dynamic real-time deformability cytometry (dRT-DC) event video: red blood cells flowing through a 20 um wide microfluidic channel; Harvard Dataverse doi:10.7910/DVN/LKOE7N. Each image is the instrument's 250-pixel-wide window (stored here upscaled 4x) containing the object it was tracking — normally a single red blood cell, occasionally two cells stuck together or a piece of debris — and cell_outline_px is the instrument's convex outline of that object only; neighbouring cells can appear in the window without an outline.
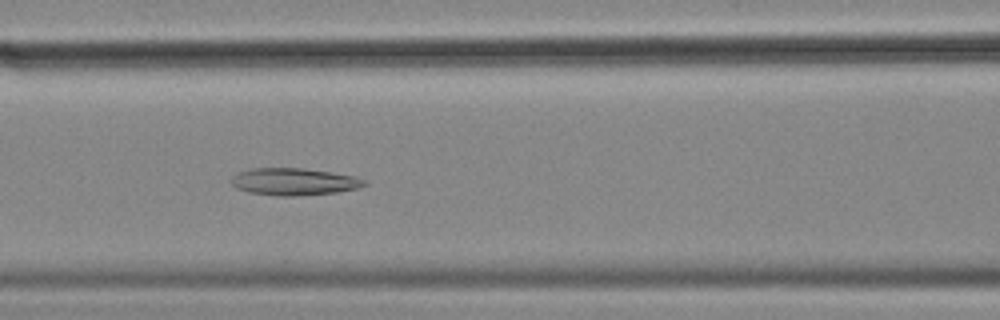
{"species": "common noctule bat (a hibernating species)", "species_latin": "Nyctalus noctula", "temperature_condition": "cold", "stored_images_in_passage": 56, "camera_frame_rate_fps": 3000, "um_per_image_px": 0.085, "animal": {"sex": "female", "body_mass_g": 18.4}, "frame": {"image": 1, "passage_image": 24, "time_ms": 7.667, "image_size_px": [1000, 320], "cell_outline_px": [[368, 184], [356, 188], [336, 192], [296, 196], [276, 196], [248, 192], [236, 188], [232, 184], [232, 176], [248, 168], [304, 168], [352, 176], [368, 180]], "centroid_in_image_um": [24.96, 15.44], "position_along_channel_um": 141.6, "area_um2": 20.98}}
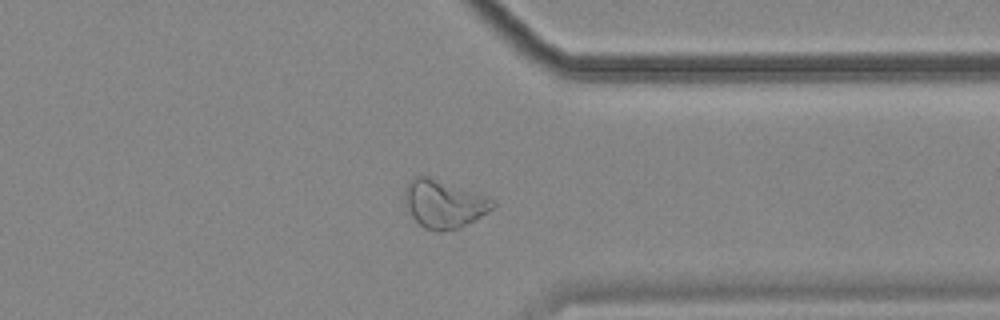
{"frame": {"image": 2, "passage_image": 44, "time_ms": 14.333, "image_size_px": [1000, 320], "cell_outline_px": [[496, 204], [488, 212], [460, 228], [444, 232], [436, 232], [424, 228], [412, 216], [408, 208], [404, 192], [404, 188], [416, 176], [428, 176], [488, 196]], "centroid_in_image_um": [37.75, 17.35], "position_along_channel_um": 373.7, "area_um2": 24.39}}
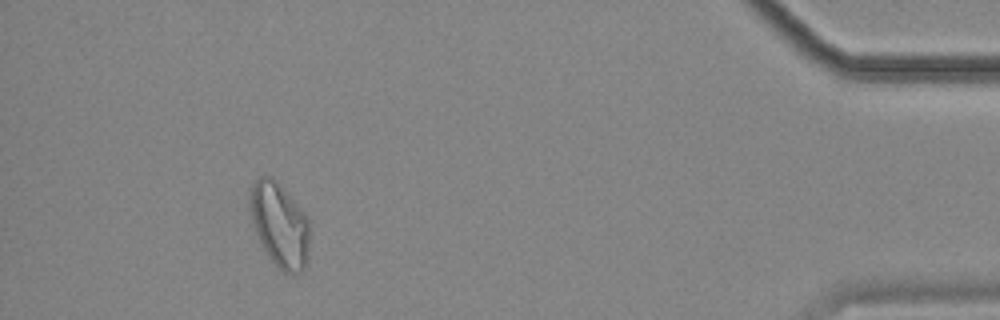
{"frame": {"image": 3, "passage_image": 52, "time_ms": 17.0, "image_size_px": [1000, 320], "cell_outline_px": [[308, 264], [300, 272], [284, 272], [272, 260], [264, 248], [256, 232], [252, 220], [248, 196], [252, 184], [264, 172], [272, 176], [276, 180], [308, 216]], "centroid_in_image_um": [23.76, 19.05], "position_along_channel_um": 411.4, "area_um2": 29.19}}